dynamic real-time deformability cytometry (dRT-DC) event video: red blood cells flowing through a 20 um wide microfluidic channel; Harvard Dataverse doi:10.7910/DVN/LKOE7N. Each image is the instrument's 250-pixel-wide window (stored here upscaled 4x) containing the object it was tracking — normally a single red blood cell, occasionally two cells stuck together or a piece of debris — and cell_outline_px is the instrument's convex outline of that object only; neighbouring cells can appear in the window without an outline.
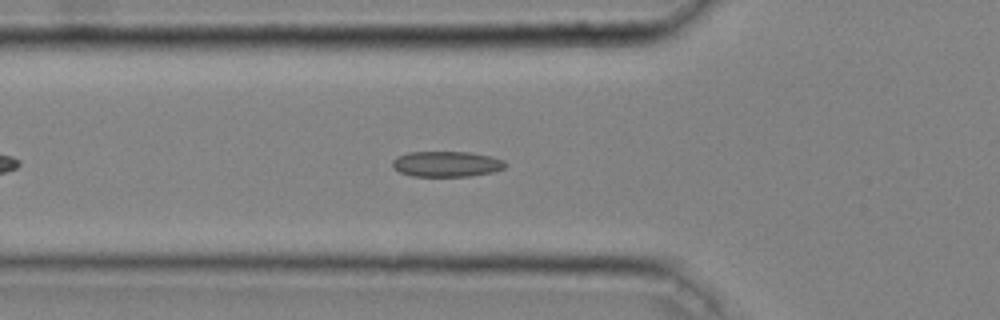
{"species": "common noctule bat (a hibernating species)", "species_latin": "Nyctalus noctula", "temperature_condition": "cold", "stored_images_in_passage": 40, "camera_frame_rate_fps": 3000, "um_per_image_px": 0.085, "animal": {"sex": "male", "body_mass_g": 20.4}, "frame": {"image": 1, "passage_image": 10, "time_ms": 3.0, "image_size_px": [1000, 320], "cell_outline_px": [[508, 164], [504, 168], [492, 172], [468, 176], [412, 176], [400, 172], [392, 164], [392, 160], [396, 156], [408, 152], [468, 152], [488, 156], [504, 160]], "centroid_in_image_um": [37.95, 13.93], "position_along_channel_um": 87.9, "area_um2": 16.7}}
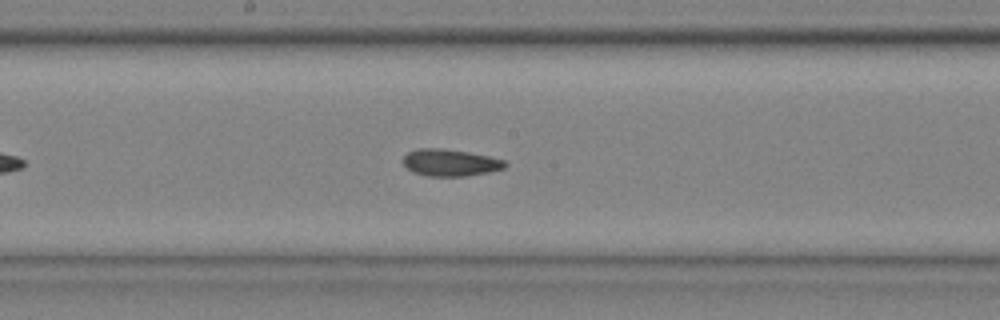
{"frame": {"image": 2, "passage_image": 19, "time_ms": 6.0, "image_size_px": [1000, 320], "cell_outline_px": [[508, 164], [504, 168], [488, 172], [464, 176], [428, 176], [412, 172], [400, 160], [408, 152], [416, 148], [444, 148], [468, 152], [488, 156], [504, 160]], "centroid_in_image_um": [38.23, 13.81], "position_along_channel_um": 210.0, "area_um2": 16.07}}
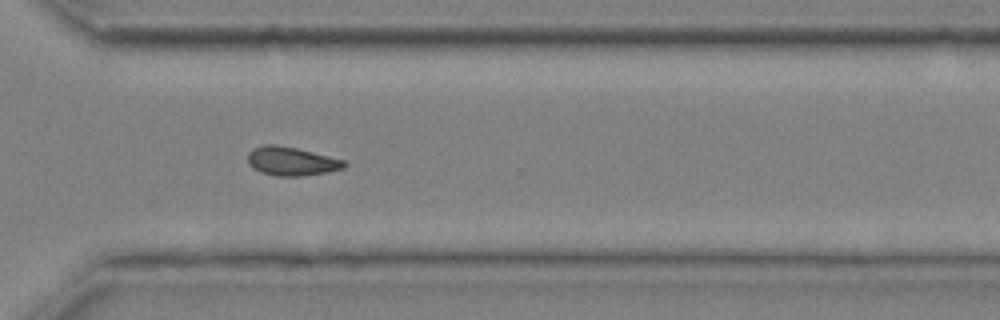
{"frame": {"image": 3, "passage_image": 29, "time_ms": 9.333, "image_size_px": [1000, 320], "cell_outline_px": [[348, 164], [344, 168], [328, 172], [300, 176], [276, 176], [260, 172], [252, 168], [248, 164], [248, 152], [252, 148], [264, 144], [276, 144], [296, 148], [344, 160]], "centroid_in_image_um": [24.74, 13.7], "position_along_channel_um": 345.9, "area_um2": 16.24}, "authors_computed_cell_mechanics": {"area_um2": 16.0973, "velocity_mm_per_s": 4.0606, "shape_relaxation_time_tau1_ms": 8.3141, "shape_relaxation_time_tau2_ms": 3.2128, "deformation_change_tau1": 0.1426, "deformation_change_tau2": 0.0876}}